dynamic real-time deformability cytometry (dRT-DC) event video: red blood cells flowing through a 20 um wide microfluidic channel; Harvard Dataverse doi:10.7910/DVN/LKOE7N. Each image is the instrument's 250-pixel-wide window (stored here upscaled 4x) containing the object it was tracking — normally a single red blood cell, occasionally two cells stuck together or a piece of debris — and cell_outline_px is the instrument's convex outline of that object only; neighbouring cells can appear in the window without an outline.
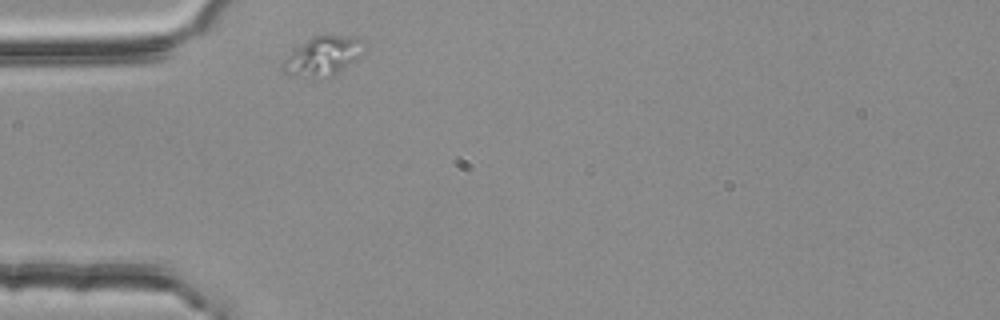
{"species": "common noctule bat (a hibernating species)", "species_latin": "Nyctalus noctula", "temperature_condition": "room temperature", "stored_images_in_passage": 1, "camera_frame_rate_fps": 3000, "um_per_image_px": 0.085, "animal": {"sex": "female", "body_mass_g": 25.1}, "frame": {"image": 1, "passage_image": 1, "time_ms": 0.0, "image_size_px": [1000, 320], "cell_outline_px": [[360, 40], [356, 56], [344, 68], [332, 76], [316, 80], [312, 80], [292, 76], [284, 72], [280, 68], [284, 60], [292, 52], [312, 36], [328, 32], [356, 36]], "centroid_in_image_um": [27.33, 4.78], "position_along_channel_um": 57.7, "area_um2": 18.55}}